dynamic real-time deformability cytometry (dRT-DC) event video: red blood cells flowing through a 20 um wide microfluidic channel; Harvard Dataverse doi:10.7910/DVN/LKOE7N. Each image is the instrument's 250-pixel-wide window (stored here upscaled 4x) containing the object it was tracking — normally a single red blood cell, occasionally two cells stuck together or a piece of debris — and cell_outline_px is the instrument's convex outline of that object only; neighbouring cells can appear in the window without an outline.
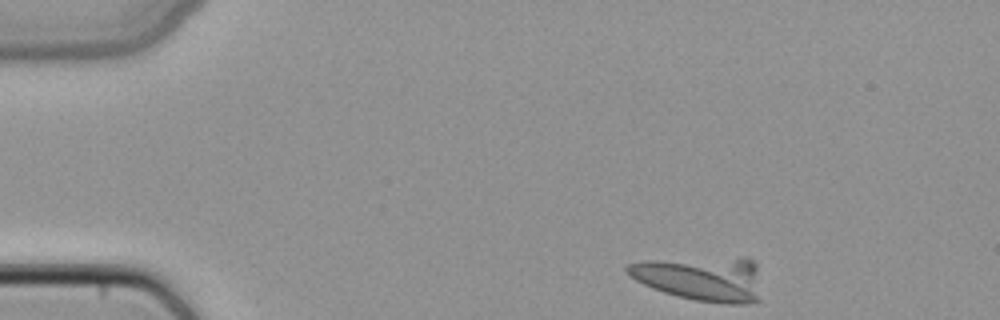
{"species": "common noctule bat (a hibernating species)", "species_latin": "Nyctalus noctula", "temperature_condition": "cold", "stored_images_in_passage": 7, "camera_frame_rate_fps": 3000, "um_per_image_px": 0.085, "animal": {"sex": "female", "body_mass_g": 22.7, "forearm_length_mm": 54.2}, "frame": {"image": 1, "passage_image": 1, "time_ms": 0.0, "image_size_px": [1000, 320], "cell_outline_px": [[760, 300], [748, 304], [728, 304], [692, 300], [676, 296], [652, 288], [628, 276], [624, 268], [628, 264], [640, 260], [740, 256], [744, 256], [756, 260]], "centroid_in_image_um": [59.61, 23.65], "position_along_channel_um": 25.4, "area_um2": 35.84}}